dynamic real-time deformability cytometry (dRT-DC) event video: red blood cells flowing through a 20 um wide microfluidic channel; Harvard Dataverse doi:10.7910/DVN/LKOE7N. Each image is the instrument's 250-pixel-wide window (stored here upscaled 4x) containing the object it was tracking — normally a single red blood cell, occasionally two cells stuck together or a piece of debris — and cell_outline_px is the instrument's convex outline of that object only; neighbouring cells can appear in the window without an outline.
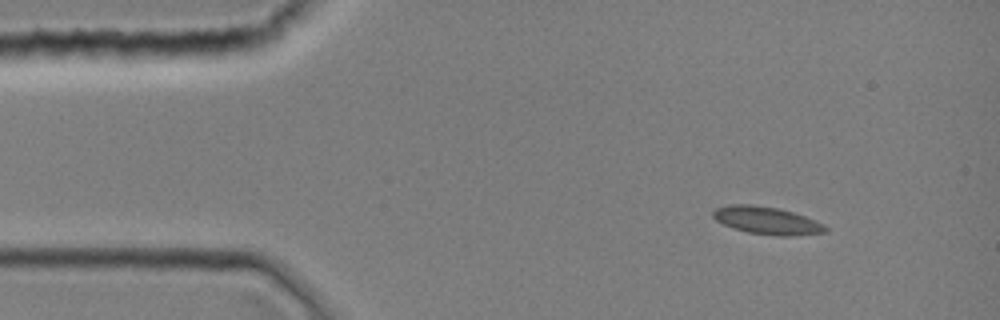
{"species": "common noctule bat (a hibernating species)", "species_latin": "Nyctalus noctula", "temperature_condition": "room temperature", "stored_images_in_passage": 1, "camera_frame_rate_fps": 3000, "um_per_image_px": 0.085, "animal": {"sex": "female", "body_mass_g": 19.0, "forearm_length_mm": 51.5}, "frame": {"image": 1, "passage_image": 1, "time_ms": 0.0, "image_size_px": [1000, 320], "cell_outline_px": [[828, 228], [824, 232], [792, 236], [780, 236], [748, 232], [732, 228], [716, 220], [712, 216], [712, 212], [716, 208], [728, 204], [752, 204], [776, 208], [792, 212], [816, 220], [824, 224]], "centroid_in_image_um": [65.16, 18.74], "position_along_channel_um": 19.8, "area_um2": 17.98}}